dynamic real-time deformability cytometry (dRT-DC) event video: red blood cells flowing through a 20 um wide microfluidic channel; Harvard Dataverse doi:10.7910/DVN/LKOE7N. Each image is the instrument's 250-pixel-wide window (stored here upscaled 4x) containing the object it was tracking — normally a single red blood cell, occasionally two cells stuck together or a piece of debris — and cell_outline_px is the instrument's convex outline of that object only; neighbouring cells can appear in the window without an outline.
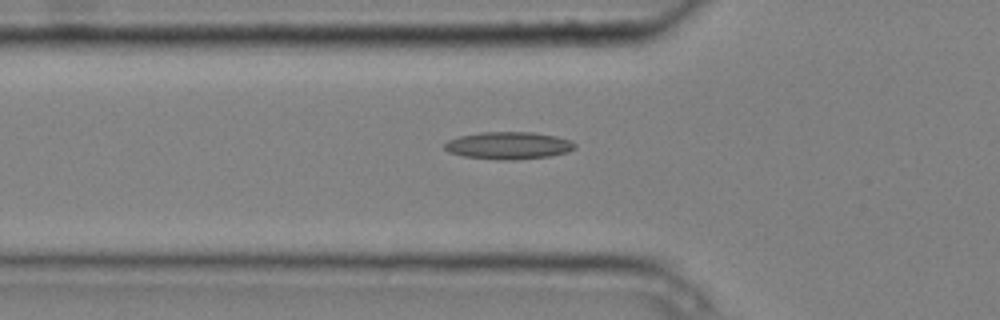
{"species": "common noctule bat (a hibernating species)", "species_latin": "Nyctalus noctula", "temperature_condition": "cold", "stored_images_in_passage": 3, "camera_frame_rate_fps": 3000, "um_per_image_px": 0.085, "animal": {"sex": "male", "body_mass_g": 20.4}, "frame": {"image": 1, "passage_image": 2, "time_ms": 0.333, "image_size_px": [1000, 320], "cell_outline_px": [[576, 148], [568, 152], [548, 156], [516, 160], [500, 160], [464, 156], [448, 152], [444, 148], [444, 144], [448, 140], [460, 136], [480, 132], [532, 132], [556, 136], [572, 140], [576, 144]], "centroid_in_image_um": [43.24, 12.37], "position_along_channel_um": 82.6, "area_um2": 20.87}}